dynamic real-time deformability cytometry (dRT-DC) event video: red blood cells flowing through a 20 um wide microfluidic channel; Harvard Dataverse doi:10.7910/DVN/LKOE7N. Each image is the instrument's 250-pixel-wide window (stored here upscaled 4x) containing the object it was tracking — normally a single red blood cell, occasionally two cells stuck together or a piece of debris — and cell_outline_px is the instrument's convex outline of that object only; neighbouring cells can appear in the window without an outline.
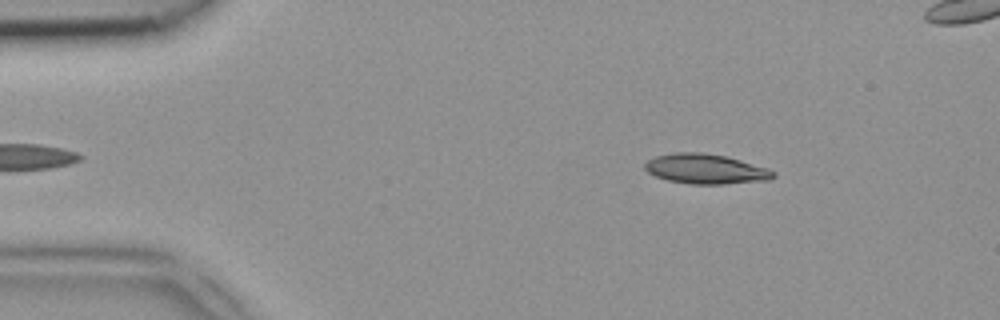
{"species": "common noctule bat (a hibernating species)", "species_latin": "Nyctalus noctula", "temperature_condition": "room temperature", "stored_images_in_passage": 44, "segment_of_instrument_passage": [1, 2], "camera_frame_rate_fps": 3000, "um_per_image_px": 0.085, "animal": {"sex": "female", "body_mass_g": 18.4}, "frame": {"image": 1, "passage_image": 3, "time_ms": 0.667, "image_size_px": [1000, 320], "cell_outline_px": [[776, 176], [768, 180], [724, 184], [688, 184], [668, 180], [656, 176], [648, 172], [644, 168], [644, 164], [648, 160], [656, 156], [676, 152], [704, 152], [724, 156], [740, 160], [768, 168], [776, 172]], "centroid_in_image_um": [59.99, 14.36], "position_along_channel_um": 25.0, "area_um2": 22.37}}
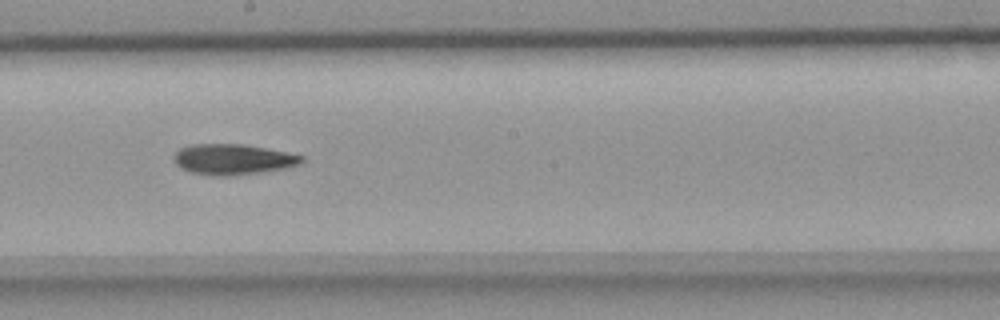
{"frame": {"image": 2, "passage_image": 22, "time_ms": 7.0, "image_size_px": [1000, 320], "cell_outline_px": [[304, 160], [296, 164], [284, 168], [260, 172], [224, 176], [216, 176], [192, 172], [180, 168], [172, 160], [172, 156], [180, 148], [192, 144], [244, 144], [304, 156]], "centroid_in_image_um": [19.72, 13.54], "position_along_channel_um": 228.5, "area_um2": 22.48}}
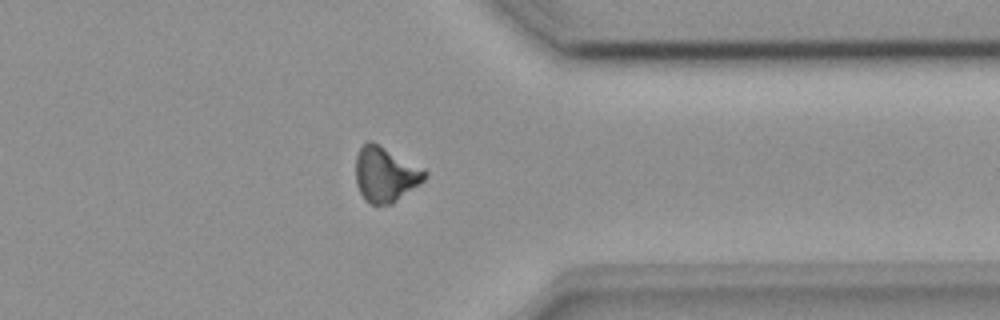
{"frame": {"image": 3, "passage_image": 33, "time_ms": 10.667, "image_size_px": [1000, 320], "cell_outline_px": [[428, 172], [424, 180], [420, 184], [392, 204], [372, 204], [364, 200], [356, 184], [356, 156], [360, 148], [368, 140], [372, 140], [424, 168]], "centroid_in_image_um": [32.76, 14.81], "position_along_channel_um": 378.6, "area_um2": 22.31}}